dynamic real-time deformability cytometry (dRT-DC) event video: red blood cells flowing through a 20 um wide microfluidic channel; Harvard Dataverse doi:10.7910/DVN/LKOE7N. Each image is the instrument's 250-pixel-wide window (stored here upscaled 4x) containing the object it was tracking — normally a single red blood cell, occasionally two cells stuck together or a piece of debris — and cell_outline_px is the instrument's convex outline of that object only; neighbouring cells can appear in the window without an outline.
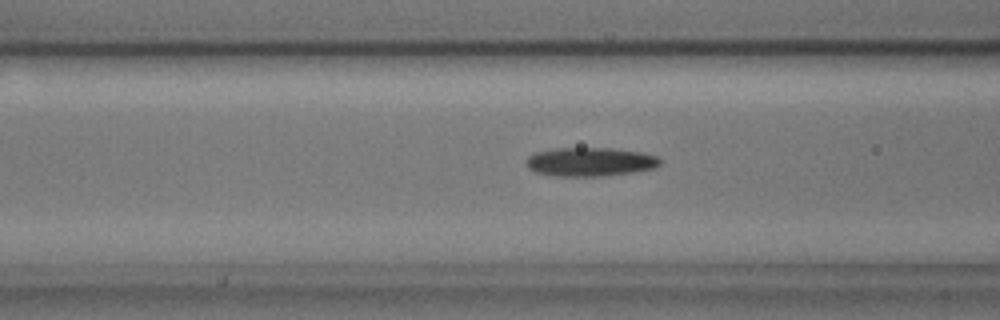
{"species": "common noctule bat (a hibernating species)", "species_latin": "Nyctalus noctula", "temperature_condition": "cold", "stored_images_in_passage": 44, "camera_frame_rate_fps": 3000, "um_per_image_px": 0.085, "animal": {"sex": "male", "body_mass_g": 17.9, "forearm_length_mm": 54.2}, "frame": {"image": 1, "passage_image": 20, "time_ms": 6.333, "image_size_px": [1000, 320], "cell_outline_px": [[660, 164], [656, 168], [632, 172], [600, 176], [556, 176], [536, 172], [528, 168], [528, 156], [536, 152], [556, 148], [612, 148], [640, 152], [656, 156], [660, 160]], "centroid_in_image_um": [50.17, 13.75], "position_along_channel_um": 116.4, "area_um2": 22.25}}
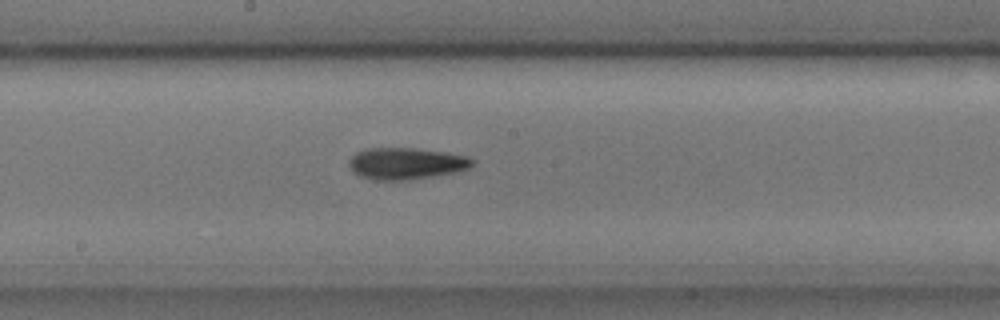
{"frame": {"image": 2, "passage_image": 28, "time_ms": 9.0, "image_size_px": [1000, 320], "cell_outline_px": [[476, 160], [468, 168], [456, 172], [432, 176], [404, 180], [376, 180], [360, 176], [348, 164], [348, 160], [356, 152], [364, 148], [416, 148], [448, 152], [468, 156]], "centroid_in_image_um": [34.54, 13.88], "position_along_channel_um": 213.7, "area_um2": 22.77}}
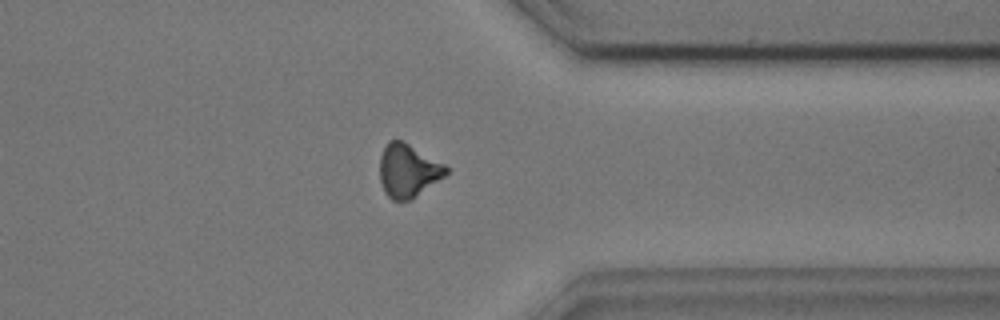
{"frame": {"image": 3, "passage_image": 42, "time_ms": 13.667, "image_size_px": [1000, 320], "cell_outline_px": [[448, 172], [444, 176], [412, 200], [392, 200], [384, 192], [380, 180], [380, 156], [388, 140], [404, 140], [444, 164], [448, 168]], "centroid_in_image_um": [34.67, 14.5], "position_along_channel_um": 376.7, "area_um2": 20.63}}